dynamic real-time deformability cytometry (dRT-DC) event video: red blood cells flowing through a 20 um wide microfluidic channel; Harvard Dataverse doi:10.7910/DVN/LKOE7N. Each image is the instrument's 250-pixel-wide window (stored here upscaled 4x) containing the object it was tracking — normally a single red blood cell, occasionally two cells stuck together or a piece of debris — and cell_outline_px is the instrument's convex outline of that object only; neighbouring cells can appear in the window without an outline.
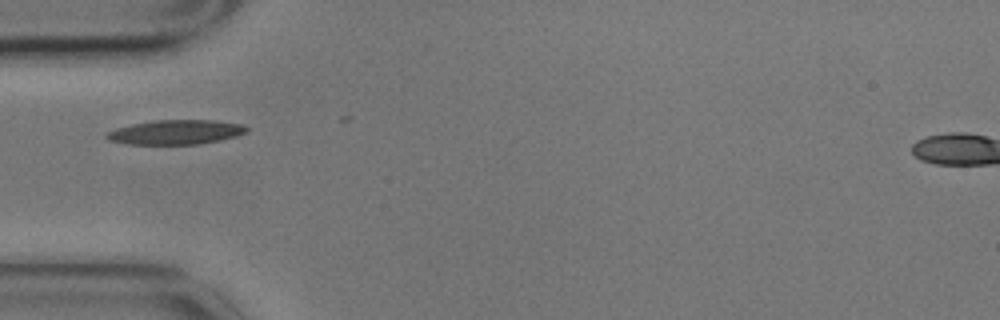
{"species": "common noctule bat (a hibernating species)", "species_latin": "Nyctalus noctula", "temperature_condition": "cold", "stored_images_in_passage": 2, "camera_frame_rate_fps": 3000, "um_per_image_px": 0.085, "animal": {"sex": "male", "body_mass_g": 17.9}, "frame": {"image": 1, "passage_image": 1, "time_ms": 0.0, "image_size_px": [1000, 320], "cell_outline_px": [[248, 132], [236, 136], [220, 140], [200, 144], [128, 144], [108, 140], [104, 136], [104, 132], [116, 128], [132, 124], [152, 120], [212, 120], [244, 124], [248, 128]], "centroid_in_image_um": [14.92, 11.23], "position_along_channel_um": 70.1, "area_um2": 20.17}}